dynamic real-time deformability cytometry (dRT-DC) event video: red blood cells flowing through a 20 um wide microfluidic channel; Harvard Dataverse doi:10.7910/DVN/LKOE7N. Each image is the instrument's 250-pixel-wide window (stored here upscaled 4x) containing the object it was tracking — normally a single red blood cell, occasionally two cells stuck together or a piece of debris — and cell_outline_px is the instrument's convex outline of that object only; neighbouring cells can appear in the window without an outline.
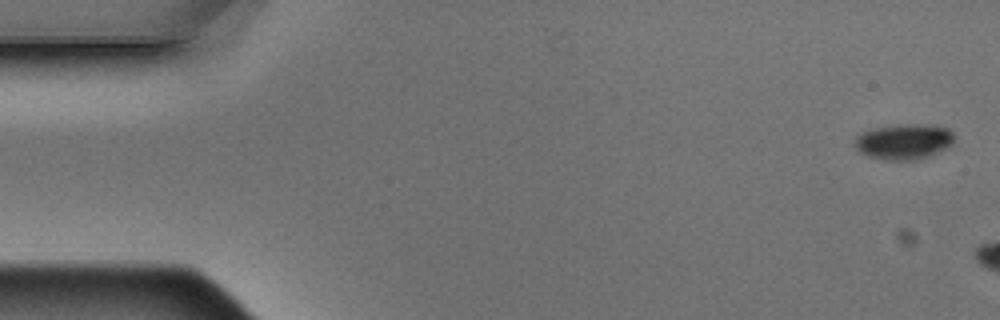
{"species": "Egyptian fruit bat (a non-hibernating species)", "species_latin": "Rousettus aegyptiacus", "temperature_condition": "warm", "stored_images_in_passage": 3, "camera_frame_rate_fps": 3000, "um_per_image_px": 0.085, "animal": {"sex": "male"}, "frame": {"image": 1, "passage_image": 1, "time_ms": 0.0, "image_size_px": [1000, 320], "cell_outline_px": [[952, 144], [920, 160], [888, 160], [868, 156], [860, 152], [856, 148], [856, 136], [860, 132], [872, 128], [896, 124], [936, 124], [948, 128], [952, 132]], "centroid_in_image_um": [76.81, 12.01], "position_along_channel_um": 8.2, "area_um2": 20.69}}